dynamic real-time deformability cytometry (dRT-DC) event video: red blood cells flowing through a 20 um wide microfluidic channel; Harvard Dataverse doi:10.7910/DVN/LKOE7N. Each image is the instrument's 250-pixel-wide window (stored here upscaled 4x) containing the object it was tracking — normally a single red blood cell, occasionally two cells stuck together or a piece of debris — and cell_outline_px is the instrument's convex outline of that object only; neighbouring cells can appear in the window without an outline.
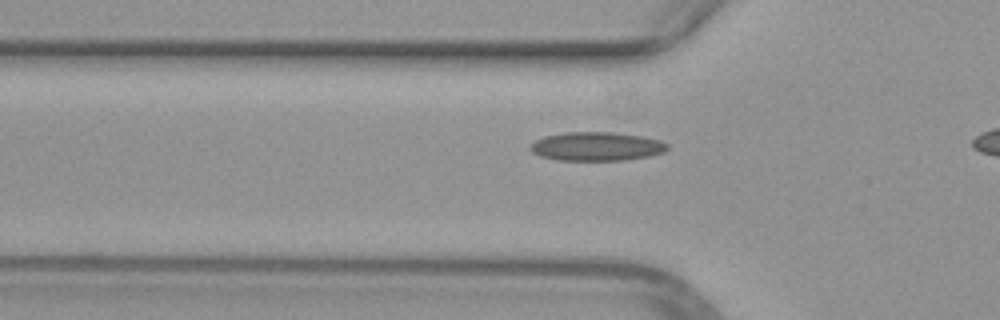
{"species": "common noctule bat (a hibernating species)", "species_latin": "Nyctalus noctula", "temperature_condition": "warm", "stored_images_in_passage": 31, "camera_frame_rate_fps": 3000, "um_per_image_px": 0.085, "animal": {"sex": "female", "body_mass_g": 29.2, "forearm_length_mm": 56.3}, "frame": {"image": 1, "passage_image": 5, "time_ms": 1.333, "image_size_px": [1000, 320], "cell_outline_px": [[668, 148], [664, 152], [648, 156], [624, 160], [556, 160], [540, 156], [532, 152], [528, 148], [536, 140], [544, 136], [568, 132], [612, 132], [640, 136], [660, 140], [668, 144]], "centroid_in_image_um": [50.69, 12.45], "position_along_channel_um": 75.1, "area_um2": 22.89}}
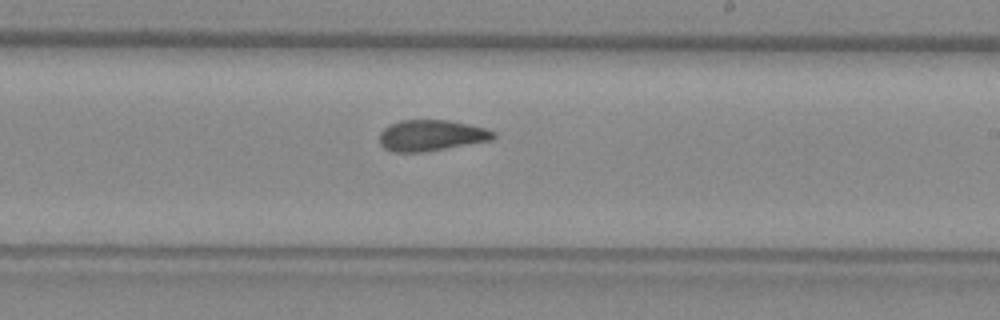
{"frame": {"image": 2, "passage_image": 18, "time_ms": 5.667, "image_size_px": [1000, 320], "cell_outline_px": [[496, 136], [492, 140], [424, 152], [392, 152], [384, 148], [380, 144], [380, 132], [384, 128], [400, 120], [448, 120], [468, 124], [484, 128], [496, 132]], "centroid_in_image_um": [36.65, 11.51], "position_along_channel_um": 252.3, "area_um2": 20.58}}
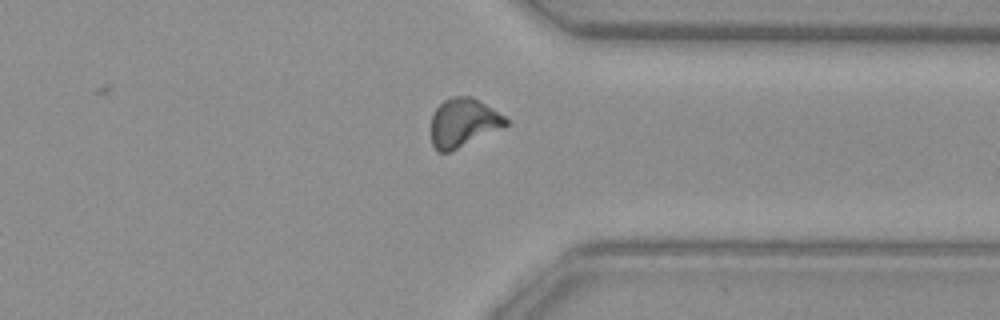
{"frame": {"image": 3, "passage_image": 27, "time_ms": 8.667, "image_size_px": [1000, 320], "cell_outline_px": [[508, 124], [448, 152], [436, 152], [432, 144], [432, 112], [444, 100], [452, 96], [472, 96], [504, 116], [508, 120]], "centroid_in_image_um": [39.33, 10.4], "position_along_channel_um": 372.1, "area_um2": 20.63}}